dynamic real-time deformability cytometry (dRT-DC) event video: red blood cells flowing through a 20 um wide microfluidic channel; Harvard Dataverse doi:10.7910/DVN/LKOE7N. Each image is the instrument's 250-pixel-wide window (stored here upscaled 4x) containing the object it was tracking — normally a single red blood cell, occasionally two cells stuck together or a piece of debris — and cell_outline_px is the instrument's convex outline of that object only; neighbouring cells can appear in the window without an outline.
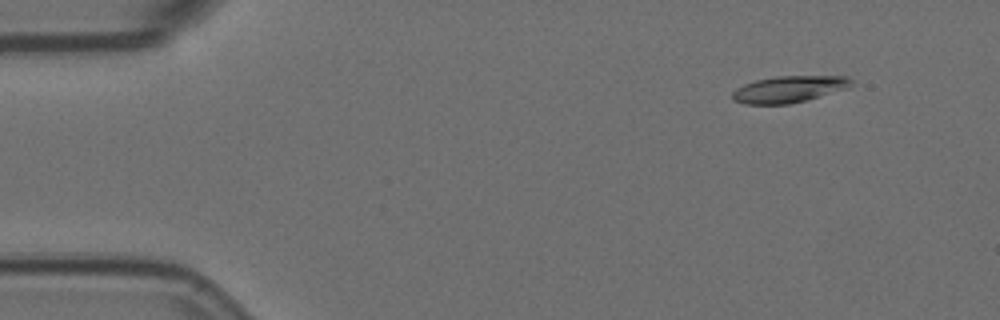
{"species": "Egyptian fruit bat (a non-hibernating species)", "species_latin": "Rousettus aegyptiacus", "temperature_condition": "room temperature", "stored_images_in_passage": 4, "camera_frame_rate_fps": 3000, "um_per_image_px": 0.085, "animal": {"sex": "female"}, "frame": {"image": 1, "passage_image": 2, "time_ms": 0.333, "image_size_px": [1000, 320], "cell_outline_px": [[852, 84], [848, 88], [804, 100], [788, 104], [744, 104], [732, 100], [732, 92], [736, 88], [744, 84], [756, 80], [776, 76], [848, 76], [852, 80]], "centroid_in_image_um": [67.03, 7.57], "position_along_channel_um": 18.0, "area_um2": 18.32}}